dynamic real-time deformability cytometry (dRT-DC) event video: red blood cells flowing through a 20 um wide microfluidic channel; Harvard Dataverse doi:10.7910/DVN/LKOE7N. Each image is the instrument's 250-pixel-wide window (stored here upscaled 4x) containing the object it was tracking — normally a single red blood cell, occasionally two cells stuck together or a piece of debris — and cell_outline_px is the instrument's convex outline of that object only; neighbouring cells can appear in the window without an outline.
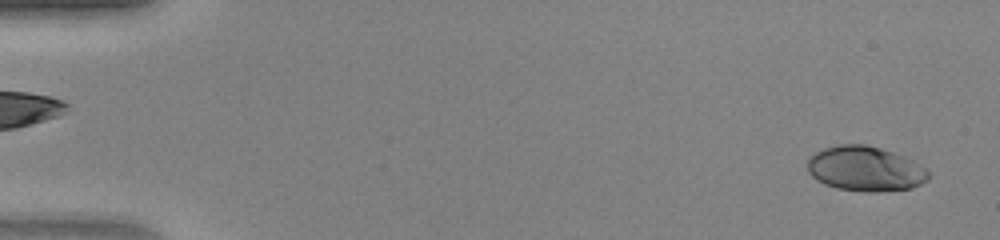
{"species": "human", "species_latin": "Homo sapiens", "temperature_condition": "warm", "stored_images_in_passage": 47, "camera_frame_rate_fps": 3000, "um_per_image_px": 0.085, "donor": {"sex": "female"}, "frame": {"image": 1, "passage_image": 2, "time_ms": 0.333, "image_size_px": [1000, 240], "cell_outline_px": [[928, 180], [912, 188], [880, 192], [864, 192], [836, 188], [824, 184], [816, 180], [808, 172], [808, 160], [816, 152], [824, 148], [836, 144], [864, 144], [880, 148], [904, 156], [912, 160], [924, 168], [928, 172]], "centroid_in_image_um": [73.53, 14.35], "position_along_channel_um": 11.5, "area_um2": 31.67}}
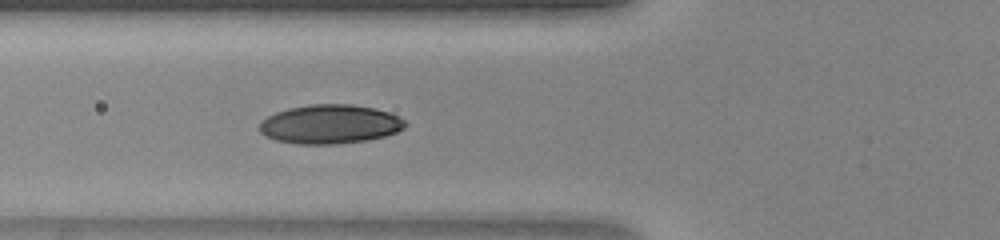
{"frame": {"image": 2, "passage_image": 18, "time_ms": 5.667, "image_size_px": [1000, 240], "cell_outline_px": [[408, 124], [404, 128], [396, 132], [384, 136], [368, 140], [336, 144], [300, 144], [276, 140], [264, 136], [260, 132], [260, 120], [276, 112], [288, 108], [308, 104], [352, 104], [376, 108], [388, 112], [404, 120]], "centroid_in_image_um": [28.04, 10.55], "position_along_channel_um": 97.8, "area_um2": 33.29}}
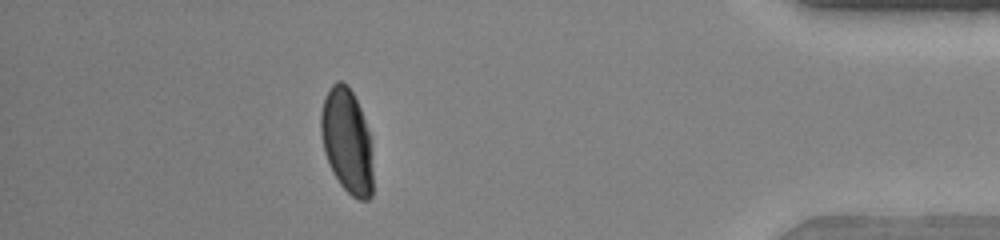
{"frame": {"image": 3, "passage_image": 42, "time_ms": 13.667, "image_size_px": [1000, 240], "cell_outline_px": [[372, 196], [368, 200], [360, 200], [352, 196], [340, 184], [332, 172], [328, 164], [324, 152], [320, 132], [320, 112], [324, 96], [332, 84], [336, 80], [340, 80], [352, 92], [360, 108], [368, 132], [372, 168]], "centroid_in_image_um": [29.45, 12.0], "position_along_channel_um": 405.7, "area_um2": 31.62}}